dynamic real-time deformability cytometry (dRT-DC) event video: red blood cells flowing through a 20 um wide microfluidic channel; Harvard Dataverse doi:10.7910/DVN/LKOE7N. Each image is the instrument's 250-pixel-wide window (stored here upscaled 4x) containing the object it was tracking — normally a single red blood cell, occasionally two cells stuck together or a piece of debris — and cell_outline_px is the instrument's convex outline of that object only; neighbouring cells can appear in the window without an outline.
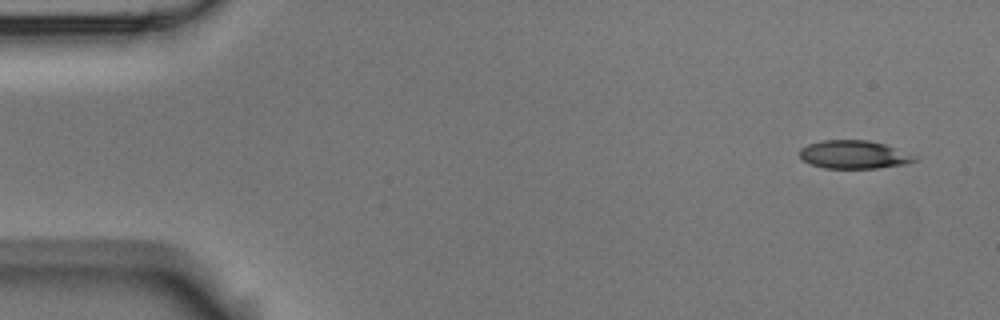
{"species": "Egyptian fruit bat (a non-hibernating species)", "species_latin": "Rousettus aegyptiacus", "temperature_condition": "room temperature", "stored_images_in_passage": 7, "camera_frame_rate_fps": 3000, "um_per_image_px": 0.085, "animal": {"sex": "male"}, "frame": {"image": 1, "passage_image": 1, "time_ms": 0.0, "image_size_px": [1000, 320], "cell_outline_px": [[920, 160], [908, 164], [876, 168], [824, 168], [812, 164], [804, 160], [800, 156], [800, 148], [808, 144], [824, 140], [868, 140], [884, 144], [920, 156]], "centroid_in_image_um": [72.67, 13.14], "position_along_channel_um": 12.3, "area_um2": 19.07}}
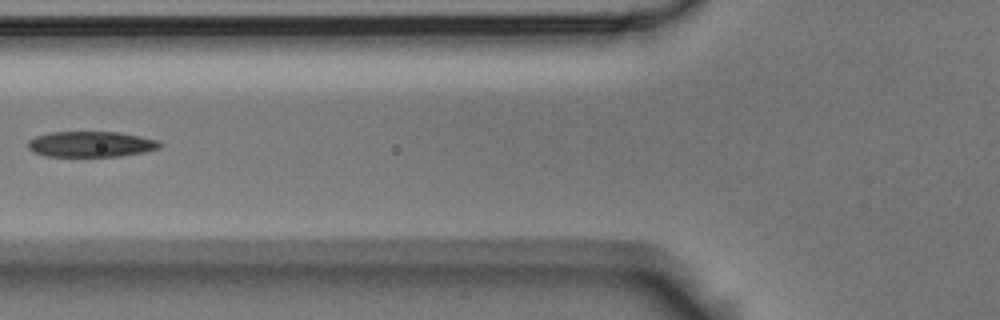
{"frame": {"image": 2, "passage_image": 6, "time_ms": 1.667, "image_size_px": [1000, 320], "cell_outline_px": [[164, 144], [160, 148], [144, 152], [120, 156], [44, 156], [32, 152], [28, 148], [28, 140], [36, 136], [52, 132], [120, 132], [160, 140]], "centroid_in_image_um": [7.76, 12.25], "position_along_channel_um": 118.0, "area_um2": 19.88}}
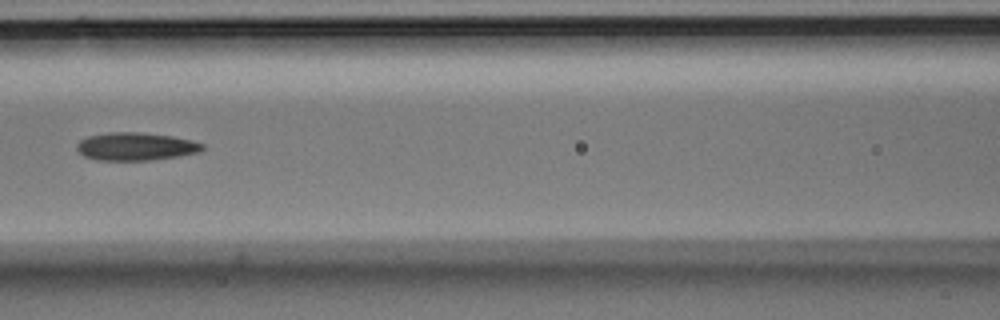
{"frame": {"image": 3, "passage_image": 7, "time_ms": 2.0, "image_size_px": [1000, 320], "cell_outline_px": [[204, 148], [200, 152], [152, 160], [96, 160], [84, 156], [76, 148], [76, 144], [80, 140], [88, 136], [108, 132], [140, 132], [172, 136], [192, 140], [204, 144]], "centroid_in_image_um": [11.53, 12.44], "position_along_channel_um": 155.1, "area_um2": 20.46}}